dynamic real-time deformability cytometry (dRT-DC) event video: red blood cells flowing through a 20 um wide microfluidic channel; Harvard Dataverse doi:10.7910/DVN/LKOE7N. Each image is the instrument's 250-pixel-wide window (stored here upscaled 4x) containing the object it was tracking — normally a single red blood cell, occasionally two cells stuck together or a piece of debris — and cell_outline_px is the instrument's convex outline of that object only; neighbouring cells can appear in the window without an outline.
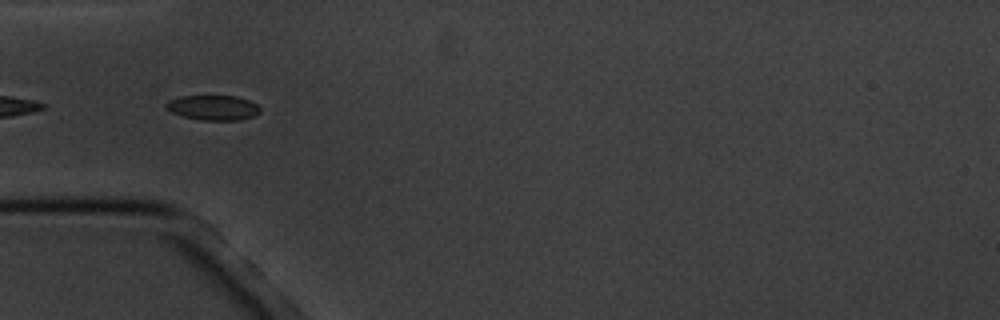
{"species": "common noctule bat (a hibernating species)", "species_latin": "Nyctalus noctula", "temperature_condition": "cold", "stored_images_in_passage": 17, "camera_frame_rate_fps": 3000, "um_per_image_px": 0.085, "animal": {"sex": "male", "body_mass_g": 20.1, "forearm_length_mm": 53.5}, "frame": {"image": 1, "passage_image": 6, "time_ms": 5.667, "image_size_px": [1000, 320], "cell_outline_px": [[260, 112], [252, 116], [240, 120], [200, 120], [184, 116], [172, 112], [164, 108], [164, 104], [168, 100], [180, 96], [236, 96], [248, 100], [256, 104], [260, 108]], "centroid_in_image_um": [18.08, 9.14], "position_along_channel_um": 66.9, "area_um2": 13.64}}
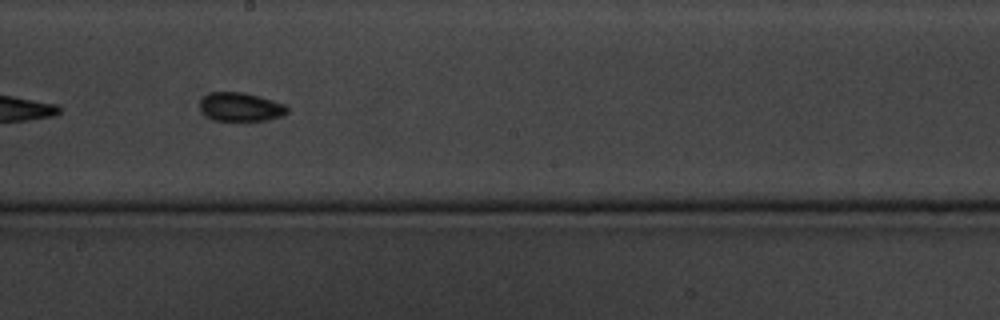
{"frame": {"image": 2, "passage_image": 10, "time_ms": 10.333, "image_size_px": [1000, 320], "cell_outline_px": [[288, 112], [280, 116], [268, 120], [216, 120], [208, 116], [200, 108], [200, 100], [204, 96], [212, 92], [244, 92], [272, 100], [284, 104], [288, 108]], "centroid_in_image_um": [20.46, 9.08], "position_along_channel_um": 227.7, "area_um2": 14.33}}
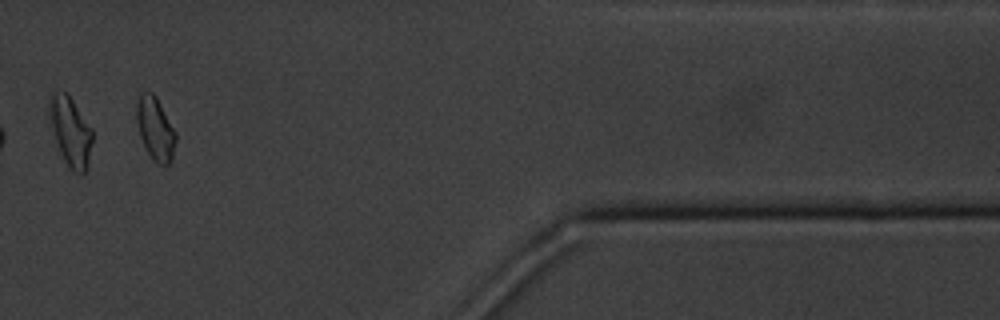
{"frame": {"image": 3, "passage_image": 15, "time_ms": 16.333, "image_size_px": [1000, 320], "cell_outline_px": [[176, 140], [172, 160], [168, 164], [156, 164], [152, 160], [140, 136], [136, 120], [136, 104], [140, 92], [152, 92], [156, 96], [176, 132]], "centroid_in_image_um": [13.2, 10.93], "position_along_channel_um": 398.2, "area_um2": 14.45}, "authors_computed_cell_mechanics": {"area_um2": 14.3922, "velocity_mm_per_s": 3.4519, "shape_relaxation_time_tau1_ms": null, "shape_relaxation_time_tau2_ms": 5.007, "deformation_change_tau1": null, "deformation_change_tau2": 0.0704}}